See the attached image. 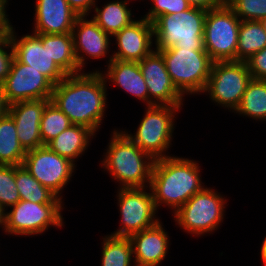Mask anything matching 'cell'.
<instances>
[{
    "label": "cell",
    "instance_id": "cell-18",
    "mask_svg": "<svg viewBox=\"0 0 266 266\" xmlns=\"http://www.w3.org/2000/svg\"><path fill=\"white\" fill-rule=\"evenodd\" d=\"M50 99L29 100L8 105V114L13 118L18 139L27 152L42 147L40 122Z\"/></svg>",
    "mask_w": 266,
    "mask_h": 266
},
{
    "label": "cell",
    "instance_id": "cell-16",
    "mask_svg": "<svg viewBox=\"0 0 266 266\" xmlns=\"http://www.w3.org/2000/svg\"><path fill=\"white\" fill-rule=\"evenodd\" d=\"M117 45V52L114 51L108 59L120 61L140 62L153 51L154 28L153 23L141 17L134 20L128 26L122 28L114 36Z\"/></svg>",
    "mask_w": 266,
    "mask_h": 266
},
{
    "label": "cell",
    "instance_id": "cell-23",
    "mask_svg": "<svg viewBox=\"0 0 266 266\" xmlns=\"http://www.w3.org/2000/svg\"><path fill=\"white\" fill-rule=\"evenodd\" d=\"M129 1L130 0H115L107 2V4L102 6L103 9L95 5L93 7L95 15L92 19L105 33L112 37L122 28L134 21L132 12L127 6Z\"/></svg>",
    "mask_w": 266,
    "mask_h": 266
},
{
    "label": "cell",
    "instance_id": "cell-41",
    "mask_svg": "<svg viewBox=\"0 0 266 266\" xmlns=\"http://www.w3.org/2000/svg\"><path fill=\"white\" fill-rule=\"evenodd\" d=\"M0 227L5 228V211L0 207Z\"/></svg>",
    "mask_w": 266,
    "mask_h": 266
},
{
    "label": "cell",
    "instance_id": "cell-38",
    "mask_svg": "<svg viewBox=\"0 0 266 266\" xmlns=\"http://www.w3.org/2000/svg\"><path fill=\"white\" fill-rule=\"evenodd\" d=\"M8 0H0V33H9L13 29L11 21L6 14Z\"/></svg>",
    "mask_w": 266,
    "mask_h": 266
},
{
    "label": "cell",
    "instance_id": "cell-21",
    "mask_svg": "<svg viewBox=\"0 0 266 266\" xmlns=\"http://www.w3.org/2000/svg\"><path fill=\"white\" fill-rule=\"evenodd\" d=\"M105 81H111L116 84L123 91L136 97L138 100L147 103L149 106V93L147 85L145 84V78L143 77L139 62L120 61L112 59L107 64V71L103 73L101 71Z\"/></svg>",
    "mask_w": 266,
    "mask_h": 266
},
{
    "label": "cell",
    "instance_id": "cell-14",
    "mask_svg": "<svg viewBox=\"0 0 266 266\" xmlns=\"http://www.w3.org/2000/svg\"><path fill=\"white\" fill-rule=\"evenodd\" d=\"M13 28L9 32L14 57L23 64L45 75L54 85L67 75L60 69L48 53V34H27L18 39Z\"/></svg>",
    "mask_w": 266,
    "mask_h": 266
},
{
    "label": "cell",
    "instance_id": "cell-26",
    "mask_svg": "<svg viewBox=\"0 0 266 266\" xmlns=\"http://www.w3.org/2000/svg\"><path fill=\"white\" fill-rule=\"evenodd\" d=\"M48 53L66 75L78 74L72 33L48 34Z\"/></svg>",
    "mask_w": 266,
    "mask_h": 266
},
{
    "label": "cell",
    "instance_id": "cell-12",
    "mask_svg": "<svg viewBox=\"0 0 266 266\" xmlns=\"http://www.w3.org/2000/svg\"><path fill=\"white\" fill-rule=\"evenodd\" d=\"M22 165L38 182L61 199V192L76 169V164L46 145L27 151Z\"/></svg>",
    "mask_w": 266,
    "mask_h": 266
},
{
    "label": "cell",
    "instance_id": "cell-10",
    "mask_svg": "<svg viewBox=\"0 0 266 266\" xmlns=\"http://www.w3.org/2000/svg\"><path fill=\"white\" fill-rule=\"evenodd\" d=\"M65 204H39L20 200L5 212V228L8 235L31 236L43 234L49 227H63Z\"/></svg>",
    "mask_w": 266,
    "mask_h": 266
},
{
    "label": "cell",
    "instance_id": "cell-5",
    "mask_svg": "<svg viewBox=\"0 0 266 266\" xmlns=\"http://www.w3.org/2000/svg\"><path fill=\"white\" fill-rule=\"evenodd\" d=\"M158 51L174 85L184 96L203 92L214 62L205 49L169 47Z\"/></svg>",
    "mask_w": 266,
    "mask_h": 266
},
{
    "label": "cell",
    "instance_id": "cell-36",
    "mask_svg": "<svg viewBox=\"0 0 266 266\" xmlns=\"http://www.w3.org/2000/svg\"><path fill=\"white\" fill-rule=\"evenodd\" d=\"M70 7L79 15H89L91 8L96 5L97 0H66Z\"/></svg>",
    "mask_w": 266,
    "mask_h": 266
},
{
    "label": "cell",
    "instance_id": "cell-42",
    "mask_svg": "<svg viewBox=\"0 0 266 266\" xmlns=\"http://www.w3.org/2000/svg\"><path fill=\"white\" fill-rule=\"evenodd\" d=\"M260 23L262 24L263 29L265 30V33H266V17L263 18V19H261V20H260Z\"/></svg>",
    "mask_w": 266,
    "mask_h": 266
},
{
    "label": "cell",
    "instance_id": "cell-40",
    "mask_svg": "<svg viewBox=\"0 0 266 266\" xmlns=\"http://www.w3.org/2000/svg\"><path fill=\"white\" fill-rule=\"evenodd\" d=\"M260 256H261V260L263 261V266H266V236L262 242V246L260 249Z\"/></svg>",
    "mask_w": 266,
    "mask_h": 266
},
{
    "label": "cell",
    "instance_id": "cell-7",
    "mask_svg": "<svg viewBox=\"0 0 266 266\" xmlns=\"http://www.w3.org/2000/svg\"><path fill=\"white\" fill-rule=\"evenodd\" d=\"M212 189L205 187L173 212L176 224L185 232L203 236L218 229L223 222L227 199Z\"/></svg>",
    "mask_w": 266,
    "mask_h": 266
},
{
    "label": "cell",
    "instance_id": "cell-3",
    "mask_svg": "<svg viewBox=\"0 0 266 266\" xmlns=\"http://www.w3.org/2000/svg\"><path fill=\"white\" fill-rule=\"evenodd\" d=\"M112 133L101 167L119 182V188L149 187L155 160L122 130Z\"/></svg>",
    "mask_w": 266,
    "mask_h": 266
},
{
    "label": "cell",
    "instance_id": "cell-19",
    "mask_svg": "<svg viewBox=\"0 0 266 266\" xmlns=\"http://www.w3.org/2000/svg\"><path fill=\"white\" fill-rule=\"evenodd\" d=\"M33 33H72L79 16L66 0H36Z\"/></svg>",
    "mask_w": 266,
    "mask_h": 266
},
{
    "label": "cell",
    "instance_id": "cell-39",
    "mask_svg": "<svg viewBox=\"0 0 266 266\" xmlns=\"http://www.w3.org/2000/svg\"><path fill=\"white\" fill-rule=\"evenodd\" d=\"M8 113V104L5 100L3 84L0 82V118Z\"/></svg>",
    "mask_w": 266,
    "mask_h": 266
},
{
    "label": "cell",
    "instance_id": "cell-17",
    "mask_svg": "<svg viewBox=\"0 0 266 266\" xmlns=\"http://www.w3.org/2000/svg\"><path fill=\"white\" fill-rule=\"evenodd\" d=\"M72 37L74 52L78 63V68L84 72L83 68L87 64L86 55L94 59L104 58L110 53V35L105 33L93 19H87V15L78 16L73 29Z\"/></svg>",
    "mask_w": 266,
    "mask_h": 266
},
{
    "label": "cell",
    "instance_id": "cell-24",
    "mask_svg": "<svg viewBox=\"0 0 266 266\" xmlns=\"http://www.w3.org/2000/svg\"><path fill=\"white\" fill-rule=\"evenodd\" d=\"M15 181L21 200L39 204L63 203L61 198L38 182L23 165H15Z\"/></svg>",
    "mask_w": 266,
    "mask_h": 266
},
{
    "label": "cell",
    "instance_id": "cell-15",
    "mask_svg": "<svg viewBox=\"0 0 266 266\" xmlns=\"http://www.w3.org/2000/svg\"><path fill=\"white\" fill-rule=\"evenodd\" d=\"M154 50L139 62L149 93V106H182L185 97L174 85L162 54Z\"/></svg>",
    "mask_w": 266,
    "mask_h": 266
},
{
    "label": "cell",
    "instance_id": "cell-6",
    "mask_svg": "<svg viewBox=\"0 0 266 266\" xmlns=\"http://www.w3.org/2000/svg\"><path fill=\"white\" fill-rule=\"evenodd\" d=\"M146 108L135 134L123 132L154 160L169 157L166 152L173 140L174 118L182 106L152 105Z\"/></svg>",
    "mask_w": 266,
    "mask_h": 266
},
{
    "label": "cell",
    "instance_id": "cell-33",
    "mask_svg": "<svg viewBox=\"0 0 266 266\" xmlns=\"http://www.w3.org/2000/svg\"><path fill=\"white\" fill-rule=\"evenodd\" d=\"M151 3L152 7L144 15V18L151 23L161 15L182 12L191 7L187 0H151Z\"/></svg>",
    "mask_w": 266,
    "mask_h": 266
},
{
    "label": "cell",
    "instance_id": "cell-2",
    "mask_svg": "<svg viewBox=\"0 0 266 266\" xmlns=\"http://www.w3.org/2000/svg\"><path fill=\"white\" fill-rule=\"evenodd\" d=\"M202 184L195 160L172 155L155 160L149 187L157 210L163 204L176 212L205 188Z\"/></svg>",
    "mask_w": 266,
    "mask_h": 266
},
{
    "label": "cell",
    "instance_id": "cell-4",
    "mask_svg": "<svg viewBox=\"0 0 266 266\" xmlns=\"http://www.w3.org/2000/svg\"><path fill=\"white\" fill-rule=\"evenodd\" d=\"M207 11L189 9L161 15L153 22L156 50L167 48L204 49L203 33Z\"/></svg>",
    "mask_w": 266,
    "mask_h": 266
},
{
    "label": "cell",
    "instance_id": "cell-29",
    "mask_svg": "<svg viewBox=\"0 0 266 266\" xmlns=\"http://www.w3.org/2000/svg\"><path fill=\"white\" fill-rule=\"evenodd\" d=\"M101 266H132L133 247L129 237H103Z\"/></svg>",
    "mask_w": 266,
    "mask_h": 266
},
{
    "label": "cell",
    "instance_id": "cell-32",
    "mask_svg": "<svg viewBox=\"0 0 266 266\" xmlns=\"http://www.w3.org/2000/svg\"><path fill=\"white\" fill-rule=\"evenodd\" d=\"M242 21H260L266 17V0H226Z\"/></svg>",
    "mask_w": 266,
    "mask_h": 266
},
{
    "label": "cell",
    "instance_id": "cell-1",
    "mask_svg": "<svg viewBox=\"0 0 266 266\" xmlns=\"http://www.w3.org/2000/svg\"><path fill=\"white\" fill-rule=\"evenodd\" d=\"M107 82L99 69L67 75L54 85L51 102L72 124L98 131L103 123L107 103Z\"/></svg>",
    "mask_w": 266,
    "mask_h": 266
},
{
    "label": "cell",
    "instance_id": "cell-8",
    "mask_svg": "<svg viewBox=\"0 0 266 266\" xmlns=\"http://www.w3.org/2000/svg\"><path fill=\"white\" fill-rule=\"evenodd\" d=\"M251 79L246 61H216L202 93H208L212 102L235 112Z\"/></svg>",
    "mask_w": 266,
    "mask_h": 266
},
{
    "label": "cell",
    "instance_id": "cell-28",
    "mask_svg": "<svg viewBox=\"0 0 266 266\" xmlns=\"http://www.w3.org/2000/svg\"><path fill=\"white\" fill-rule=\"evenodd\" d=\"M234 113L266 121V80L251 79Z\"/></svg>",
    "mask_w": 266,
    "mask_h": 266
},
{
    "label": "cell",
    "instance_id": "cell-11",
    "mask_svg": "<svg viewBox=\"0 0 266 266\" xmlns=\"http://www.w3.org/2000/svg\"><path fill=\"white\" fill-rule=\"evenodd\" d=\"M146 189L118 188L116 196L121 215V225L110 235L130 237L132 234L147 229L160 221L156 217L158 211L151 189L150 187Z\"/></svg>",
    "mask_w": 266,
    "mask_h": 266
},
{
    "label": "cell",
    "instance_id": "cell-13",
    "mask_svg": "<svg viewBox=\"0 0 266 266\" xmlns=\"http://www.w3.org/2000/svg\"><path fill=\"white\" fill-rule=\"evenodd\" d=\"M8 105L16 102L51 99L54 84L30 65L13 59L10 73L2 82Z\"/></svg>",
    "mask_w": 266,
    "mask_h": 266
},
{
    "label": "cell",
    "instance_id": "cell-35",
    "mask_svg": "<svg viewBox=\"0 0 266 266\" xmlns=\"http://www.w3.org/2000/svg\"><path fill=\"white\" fill-rule=\"evenodd\" d=\"M252 79L266 80V47L246 60Z\"/></svg>",
    "mask_w": 266,
    "mask_h": 266
},
{
    "label": "cell",
    "instance_id": "cell-22",
    "mask_svg": "<svg viewBox=\"0 0 266 266\" xmlns=\"http://www.w3.org/2000/svg\"><path fill=\"white\" fill-rule=\"evenodd\" d=\"M94 136L96 134L87 127L72 124L46 146L76 164V159L85 153Z\"/></svg>",
    "mask_w": 266,
    "mask_h": 266
},
{
    "label": "cell",
    "instance_id": "cell-31",
    "mask_svg": "<svg viewBox=\"0 0 266 266\" xmlns=\"http://www.w3.org/2000/svg\"><path fill=\"white\" fill-rule=\"evenodd\" d=\"M21 200L15 181V165H0V207L6 212Z\"/></svg>",
    "mask_w": 266,
    "mask_h": 266
},
{
    "label": "cell",
    "instance_id": "cell-27",
    "mask_svg": "<svg viewBox=\"0 0 266 266\" xmlns=\"http://www.w3.org/2000/svg\"><path fill=\"white\" fill-rule=\"evenodd\" d=\"M265 47L266 33L260 21L241 20L236 61H246Z\"/></svg>",
    "mask_w": 266,
    "mask_h": 266
},
{
    "label": "cell",
    "instance_id": "cell-34",
    "mask_svg": "<svg viewBox=\"0 0 266 266\" xmlns=\"http://www.w3.org/2000/svg\"><path fill=\"white\" fill-rule=\"evenodd\" d=\"M13 59H14V50L12 47V42L9 33H0V82L1 83L6 79V77L10 73V68Z\"/></svg>",
    "mask_w": 266,
    "mask_h": 266
},
{
    "label": "cell",
    "instance_id": "cell-20",
    "mask_svg": "<svg viewBox=\"0 0 266 266\" xmlns=\"http://www.w3.org/2000/svg\"><path fill=\"white\" fill-rule=\"evenodd\" d=\"M162 224L159 221L129 237L133 247L134 265L158 266L165 259L170 240Z\"/></svg>",
    "mask_w": 266,
    "mask_h": 266
},
{
    "label": "cell",
    "instance_id": "cell-9",
    "mask_svg": "<svg viewBox=\"0 0 266 266\" xmlns=\"http://www.w3.org/2000/svg\"><path fill=\"white\" fill-rule=\"evenodd\" d=\"M241 20L224 4L206 13L203 44L210 58L216 61H236Z\"/></svg>",
    "mask_w": 266,
    "mask_h": 266
},
{
    "label": "cell",
    "instance_id": "cell-37",
    "mask_svg": "<svg viewBox=\"0 0 266 266\" xmlns=\"http://www.w3.org/2000/svg\"><path fill=\"white\" fill-rule=\"evenodd\" d=\"M191 7L201 8L206 11L226 4V0H187Z\"/></svg>",
    "mask_w": 266,
    "mask_h": 266
},
{
    "label": "cell",
    "instance_id": "cell-30",
    "mask_svg": "<svg viewBox=\"0 0 266 266\" xmlns=\"http://www.w3.org/2000/svg\"><path fill=\"white\" fill-rule=\"evenodd\" d=\"M71 125L69 118L50 101L44 109L40 122V135L43 146L47 145Z\"/></svg>",
    "mask_w": 266,
    "mask_h": 266
},
{
    "label": "cell",
    "instance_id": "cell-25",
    "mask_svg": "<svg viewBox=\"0 0 266 266\" xmlns=\"http://www.w3.org/2000/svg\"><path fill=\"white\" fill-rule=\"evenodd\" d=\"M26 151L21 146L13 118H0V165H22Z\"/></svg>",
    "mask_w": 266,
    "mask_h": 266
}]
</instances>
